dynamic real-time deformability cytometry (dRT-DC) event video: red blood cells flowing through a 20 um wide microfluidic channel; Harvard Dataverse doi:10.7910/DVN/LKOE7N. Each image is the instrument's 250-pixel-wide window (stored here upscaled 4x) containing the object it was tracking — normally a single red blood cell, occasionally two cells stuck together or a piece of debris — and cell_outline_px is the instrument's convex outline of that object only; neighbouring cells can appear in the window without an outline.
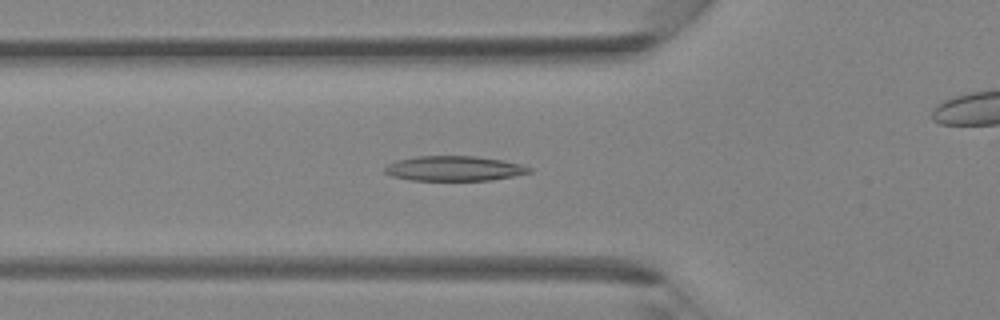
{"species": "Egyptian fruit bat (a non-hibernating species)", "species_latin": "Rousettus aegyptiacus", "temperature_condition": "room temperature", "stored_images_in_passage": 43, "camera_frame_rate_fps": 3000, "um_per_image_px": 0.085, "animal": {"sex": "female"}, "frame": {"image": 1, "passage_image": 15, "time_ms": 4.667, "image_size_px": [1000, 320], "cell_outline_px": [[532, 172], [492, 180], [408, 180], [392, 176], [384, 172], [384, 168], [388, 164], [396, 160], [416, 156], [476, 156], [504, 160], [520, 164], [532, 168]], "centroid_in_image_um": [38.59, 14.31], "position_along_channel_um": 87.2, "area_um2": 21.04}}
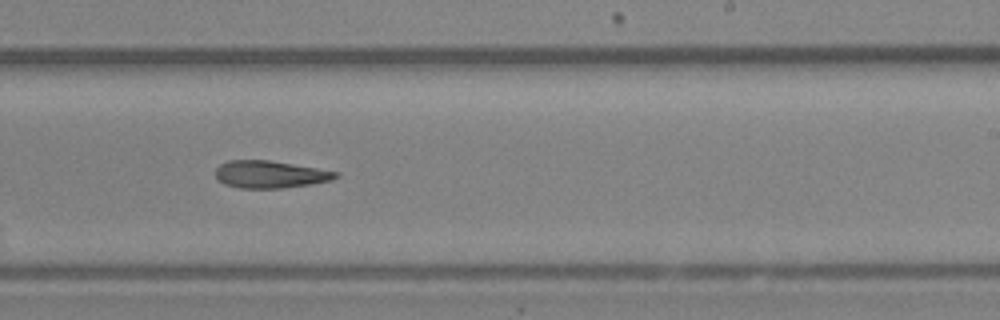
{"frame": {"image": 2, "passage_image": 26, "time_ms": 8.333, "image_size_px": [1000, 320], "cell_outline_px": [[340, 176], [332, 180], [312, 184], [280, 188], [240, 188], [224, 184], [216, 176], [216, 168], [220, 164], [228, 160], [268, 160], [340, 172]], "centroid_in_image_um": [22.98, 14.82], "position_along_channel_um": 266.0, "area_um2": 19.07}}
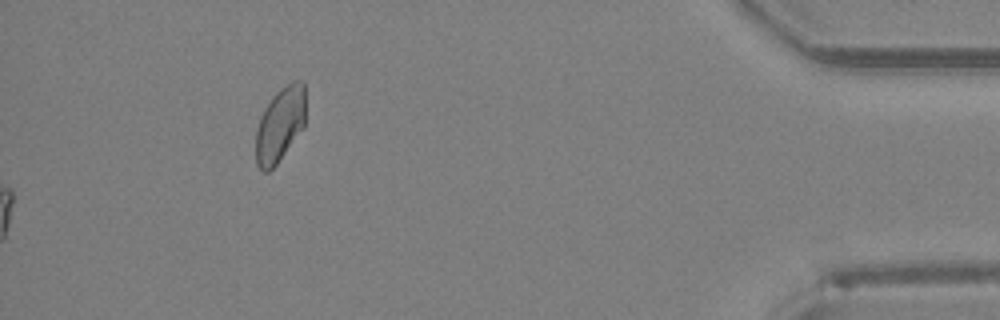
{"frame": {"image": 3, "passage_image": 43, "time_ms": 14.0, "image_size_px": [1000, 320], "cell_outline_px": [[304, 128], [276, 164], [268, 172], [264, 172], [256, 164], [256, 128], [260, 116], [264, 108], [272, 96], [284, 84], [292, 80], [304, 80]], "centroid_in_image_um": [23.79, 10.55], "position_along_channel_um": 411.4, "area_um2": 21.79}}